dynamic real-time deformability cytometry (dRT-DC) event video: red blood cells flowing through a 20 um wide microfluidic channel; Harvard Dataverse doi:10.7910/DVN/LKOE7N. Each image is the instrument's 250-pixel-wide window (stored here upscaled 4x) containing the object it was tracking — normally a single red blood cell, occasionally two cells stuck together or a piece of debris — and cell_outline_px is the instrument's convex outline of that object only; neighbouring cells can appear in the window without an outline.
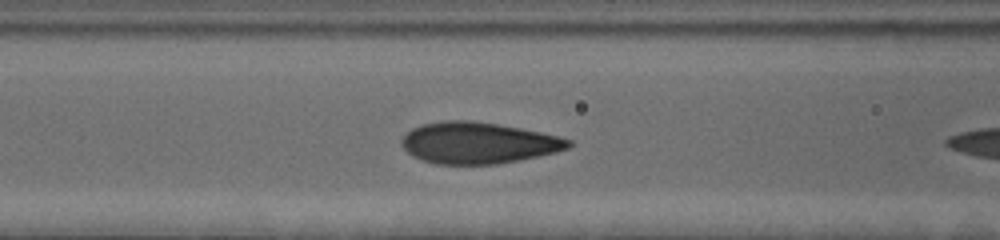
{"species": "human", "species_latin": "Homo sapiens", "temperature_condition": "cold", "stored_images_in_passage": 30, "camera_frame_rate_fps": 3000, "um_per_image_px": 0.085, "donor": {"sex": "female"}, "frame": {"image": 1, "passage_image": 7, "time_ms": 2.0, "image_size_px": [1000, 240], "cell_outline_px": [[572, 144], [568, 148], [556, 152], [520, 160], [496, 164], [436, 164], [412, 156], [400, 144], [400, 140], [412, 128], [424, 124], [444, 120], [468, 120], [496, 124], [520, 128], [540, 132], [572, 140]], "centroid_in_image_um": [40.63, 12.15], "position_along_channel_um": 126.0, "area_um2": 40.0}}
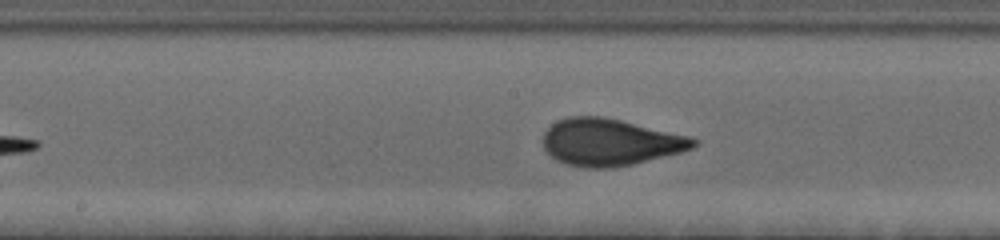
{"frame": {"image": 2, "passage_image": 13, "time_ms": 4.0, "image_size_px": [1000, 240], "cell_outline_px": [[700, 140], [692, 148], [680, 152], [632, 164], [612, 168], [580, 168], [564, 164], [556, 160], [544, 148], [544, 132], [556, 120], [568, 116], [600, 116], [620, 120], [692, 136]], "centroid_in_image_um": [51.85, 12.09], "position_along_channel_um": 196.4, "area_um2": 41.27}}
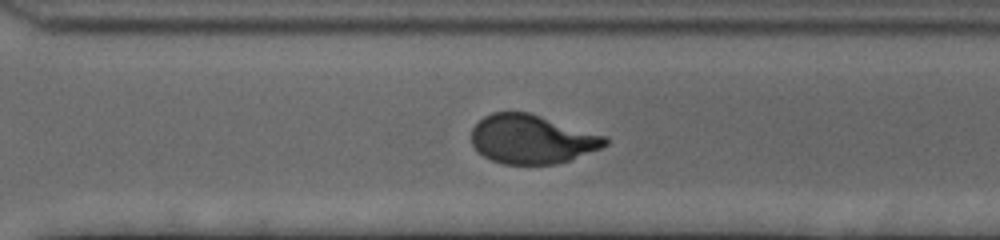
{"frame": {"image": 3, "passage_image": 24, "time_ms": 7.667, "image_size_px": [1000, 240], "cell_outline_px": [[608, 144], [600, 148], [568, 160], [556, 164], [504, 164], [492, 160], [476, 152], [472, 144], [472, 128], [484, 116], [492, 112], [528, 112], [608, 136]], "centroid_in_image_um": [45.2, 11.83], "position_along_channel_um": 325.4, "area_um2": 38.09}}